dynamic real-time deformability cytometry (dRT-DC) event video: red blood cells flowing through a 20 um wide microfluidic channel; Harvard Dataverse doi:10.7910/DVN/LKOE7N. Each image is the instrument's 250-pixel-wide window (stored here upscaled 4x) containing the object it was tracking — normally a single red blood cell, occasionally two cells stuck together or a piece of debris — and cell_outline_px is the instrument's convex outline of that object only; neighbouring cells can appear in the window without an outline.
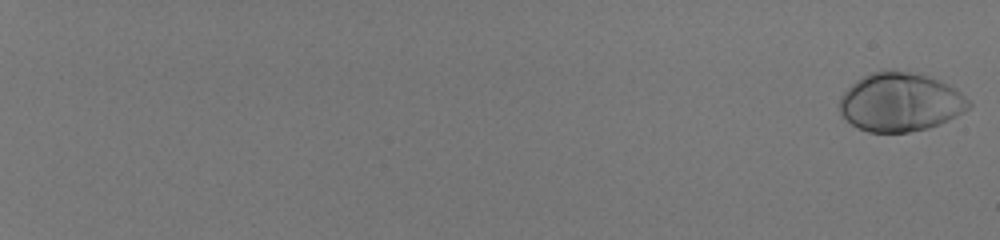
{"species": "human", "species_latin": "Homo sapiens", "temperature_condition": "room temperature", "stored_images_in_passage": 58, "camera_frame_rate_fps": 3000, "um_per_image_px": 0.085, "donor": {"sex": "male"}, "frame": {"image": 1, "passage_image": 1, "time_ms": 0.0, "image_size_px": [1000, 240], "cell_outline_px": [[972, 104], [968, 108], [956, 116], [940, 124], [928, 128], [908, 132], [868, 132], [856, 128], [840, 112], [840, 96], [856, 80], [872, 72], [908, 72], [928, 76], [948, 84], [956, 88]], "centroid_in_image_um": [76.53, 8.7], "position_along_channel_um": 8.5, "area_um2": 43.64}}
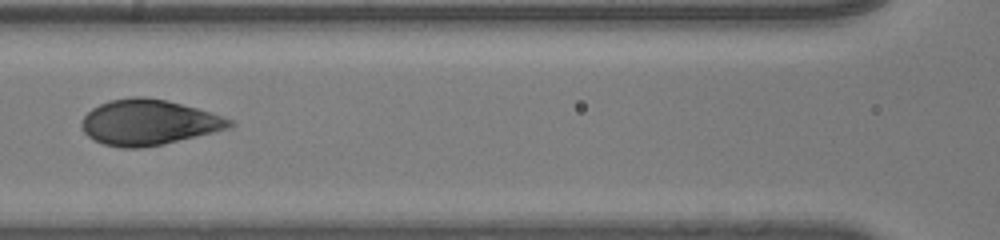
{"frame": {"image": 2, "passage_image": 34, "time_ms": 11.0, "image_size_px": [1000, 240], "cell_outline_px": [[236, 124], [232, 128], [164, 144], [140, 148], [120, 148], [104, 144], [88, 136], [84, 132], [80, 124], [84, 116], [92, 108], [108, 100], [132, 96], [144, 96], [164, 100], [212, 112], [232, 120]], "centroid_in_image_um": [12.65, 10.4], "position_along_channel_um": 154.0, "area_um2": 39.3}}
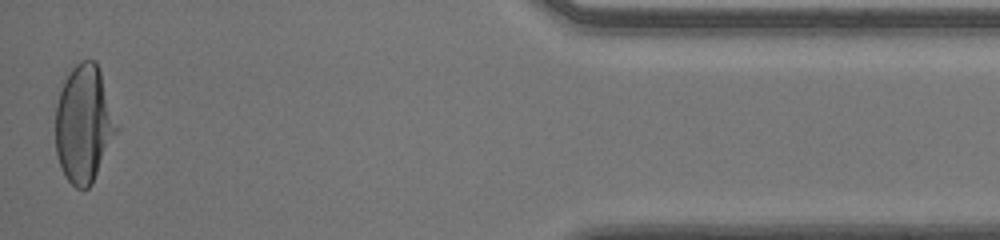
{"frame": {"image": 3, "passage_image": 58, "time_ms": 19.0, "image_size_px": [1000, 240], "cell_outline_px": [[120, 128], [92, 184], [88, 188], [76, 188], [64, 176], [60, 168], [56, 152], [56, 104], [64, 80], [72, 68], [80, 60], [96, 60]], "centroid_in_image_um": [7.15, 10.55], "position_along_channel_um": 428.1, "area_um2": 42.08}, "authors_computed_cell_mechanics": {"area_um2": 40.8357, "velocity_mm_per_s": 4.0381, "shape_relaxation_time_tau1_ms": 3.5501, "shape_relaxation_time_tau2_ms": null, "deformation_change_tau1": 0.1994, "deformation_change_tau2": null}}